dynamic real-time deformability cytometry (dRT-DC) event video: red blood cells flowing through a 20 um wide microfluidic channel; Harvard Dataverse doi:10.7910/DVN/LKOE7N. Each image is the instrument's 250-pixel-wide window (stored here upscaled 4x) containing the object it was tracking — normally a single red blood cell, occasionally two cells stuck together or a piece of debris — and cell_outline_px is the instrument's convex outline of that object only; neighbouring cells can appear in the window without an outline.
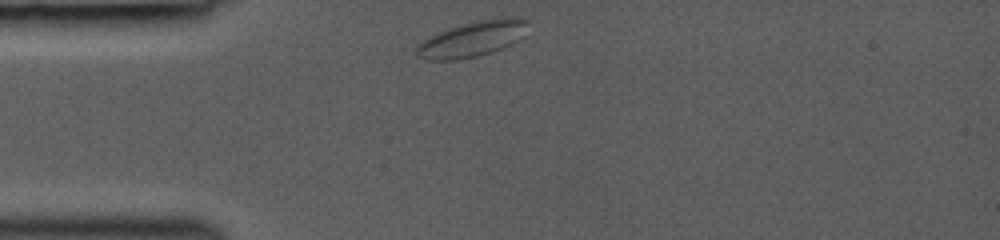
{"species": "common noctule bat (a hibernating species)", "species_latin": "Nyctalus noctula", "temperature_condition": "room temperature", "stored_images_in_passage": 17, "camera_frame_rate_fps": 3000, "um_per_image_px": 0.085, "animal": {"sex": "female", "body_mass_g": 19.0, "forearm_length_mm": 53.3}, "frame": {"image": 1, "passage_image": 1, "time_ms": 0.0, "image_size_px": [1000, 240], "cell_outline_px": [[532, 20], [520, 40], [504, 48], [492, 52], [476, 56], [456, 60], [424, 60], [416, 56], [416, 48], [428, 36], [436, 32], [460, 24], [476, 20], [500, 16], [520, 16]], "centroid_in_image_um": [40.22, 3.27], "position_along_channel_um": 44.8, "area_um2": 23.87}}
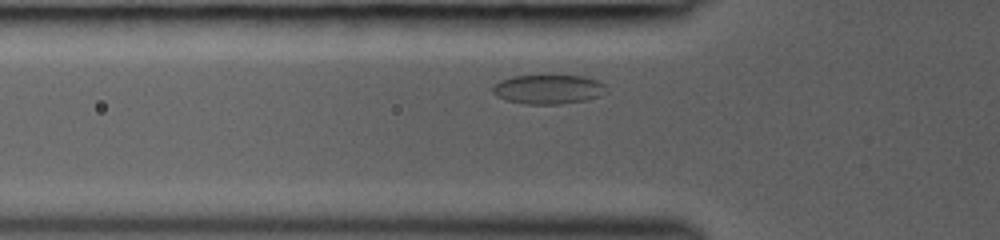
{"frame": {"image": 2, "passage_image": 11, "time_ms": 1.333, "image_size_px": [1000, 240], "cell_outline_px": [[604, 84], [600, 96], [584, 100], [560, 104], [524, 104], [508, 100], [496, 96], [492, 92], [492, 88], [500, 80], [512, 76], [584, 76], [596, 80]], "centroid_in_image_um": [46.54, 7.59], "position_along_channel_um": 79.3, "area_um2": 19.02}}